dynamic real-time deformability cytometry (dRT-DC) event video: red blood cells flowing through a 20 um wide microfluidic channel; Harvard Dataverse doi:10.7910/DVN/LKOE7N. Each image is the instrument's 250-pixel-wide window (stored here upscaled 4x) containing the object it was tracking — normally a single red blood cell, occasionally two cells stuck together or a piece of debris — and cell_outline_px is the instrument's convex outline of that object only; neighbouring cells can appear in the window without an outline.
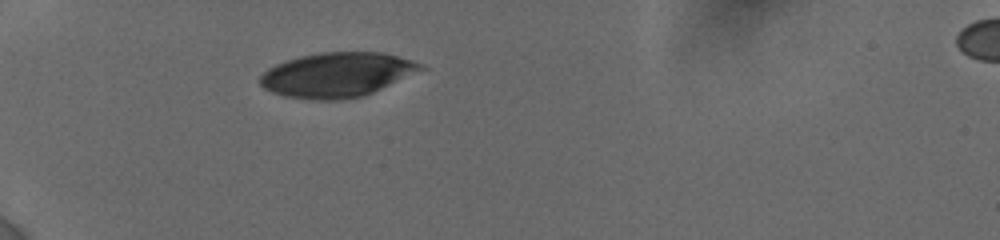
{"species": "human", "species_latin": "Homo sapiens", "temperature_condition": "cold", "stored_images_in_passage": 23, "camera_frame_rate_fps": 3000, "um_per_image_px": 0.085, "donor": {"sex": "female"}, "frame": {"image": 1, "passage_image": 1, "time_ms": 0.0, "image_size_px": [1000, 240], "cell_outline_px": [[428, 68], [364, 96], [340, 100], [316, 100], [284, 96], [272, 92], [264, 88], [260, 84], [260, 76], [268, 68], [276, 64], [300, 56], [320, 52], [384, 52], [412, 60], [424, 64]], "centroid_in_image_um": [28.68, 6.35], "position_along_channel_um": 56.3, "area_um2": 41.91}}
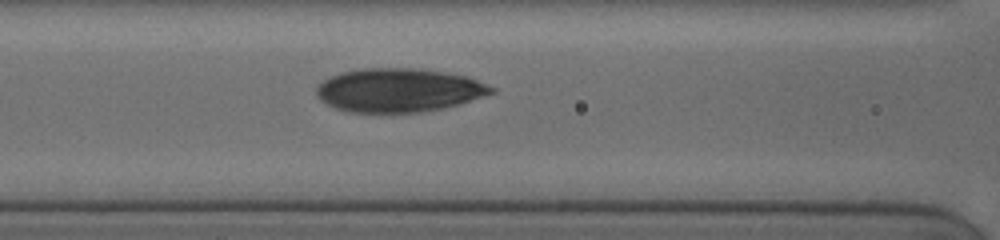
{"frame": {"image": 2, "passage_image": 11, "time_ms": 2.667, "image_size_px": [1000, 240], "cell_outline_px": [[496, 92], [456, 104], [440, 108], [416, 112], [352, 112], [336, 108], [320, 100], [316, 96], [316, 88], [324, 80], [340, 72], [360, 68], [420, 68], [448, 72], [468, 76], [496, 88]], "centroid_in_image_um": [33.89, 7.64], "position_along_channel_um": 132.7, "area_um2": 44.33}}
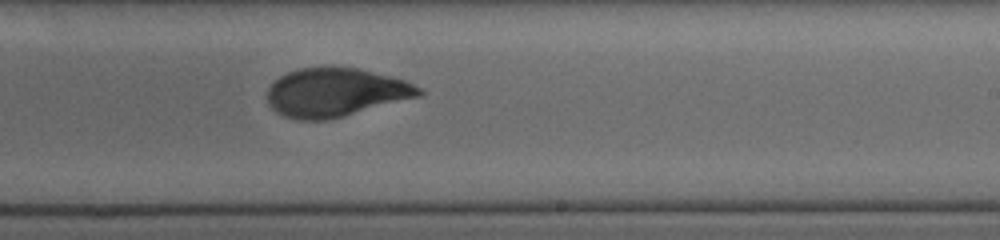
{"frame": {"image": 3, "passage_image": 22, "time_ms": 6.0, "image_size_px": [1000, 240], "cell_outline_px": [[424, 92], [420, 96], [344, 116], [324, 120], [300, 120], [284, 116], [276, 112], [268, 104], [268, 88], [280, 76], [288, 72], [300, 68], [356, 68], [404, 80], [424, 88]], "centroid_in_image_um": [28.53, 7.87], "position_along_channel_um": 260.5, "area_um2": 42.48}}